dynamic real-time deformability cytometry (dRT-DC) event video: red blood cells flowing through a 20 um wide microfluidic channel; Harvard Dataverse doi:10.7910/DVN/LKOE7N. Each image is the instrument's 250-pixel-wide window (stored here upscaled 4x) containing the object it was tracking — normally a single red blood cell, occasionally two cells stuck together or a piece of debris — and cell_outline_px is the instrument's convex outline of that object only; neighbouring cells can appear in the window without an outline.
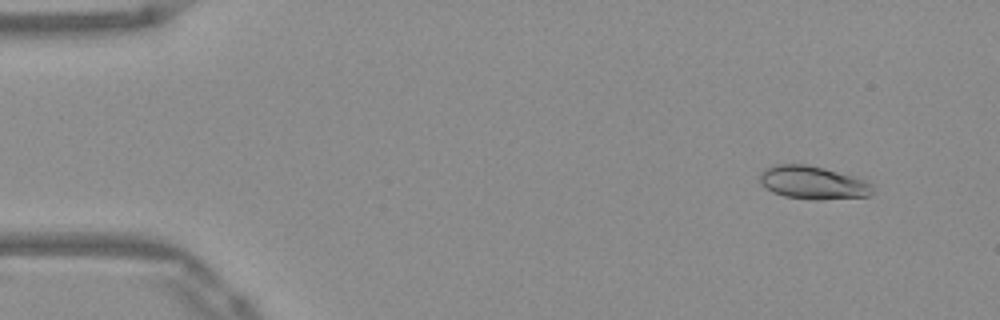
{"species": "Egyptian fruit bat (a non-hibernating species)", "species_latin": "Rousettus aegyptiacus", "temperature_condition": "warm", "stored_images_in_passage": 50, "camera_frame_rate_fps": 3000, "um_per_image_px": 0.085, "frame": {"image": 1, "passage_image": 4, "time_ms": 1.0, "image_size_px": [1000, 320], "cell_outline_px": [[872, 192], [868, 196], [820, 200], [812, 200], [784, 196], [772, 192], [764, 188], [760, 184], [760, 172], [764, 168], [776, 164], [808, 164], [824, 168], [852, 176], [872, 184]], "centroid_in_image_um": [69.03, 15.52], "position_along_channel_um": 16.0, "area_um2": 21.85}}
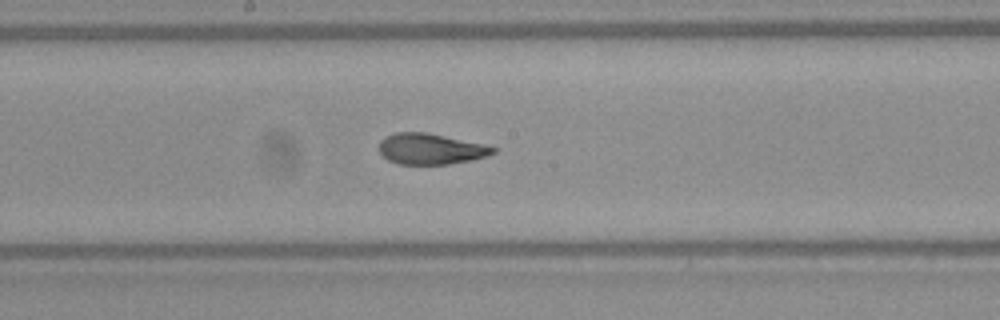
{"frame": {"image": 2, "passage_image": 27, "time_ms": 8.667, "image_size_px": [1000, 320], "cell_outline_px": [[496, 152], [488, 156], [472, 160], [448, 164], [396, 164], [388, 160], [380, 152], [380, 140], [384, 136], [396, 132], [428, 132], [484, 144], [496, 148]], "centroid_in_image_um": [36.61, 12.65], "position_along_channel_um": 211.6, "area_um2": 20.63}}
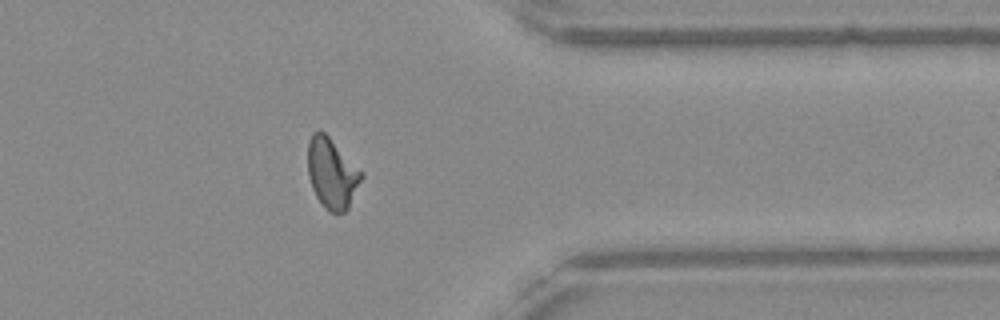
{"frame": {"image": 3, "passage_image": 41, "time_ms": 13.333, "image_size_px": [1000, 320], "cell_outline_px": [[364, 176], [348, 208], [344, 212], [336, 216], [328, 212], [324, 208], [316, 196], [312, 188], [308, 176], [308, 140], [312, 132], [320, 128], [364, 172]], "centroid_in_image_um": [28.22, 14.75], "position_along_channel_um": 383.2, "area_um2": 22.43}}